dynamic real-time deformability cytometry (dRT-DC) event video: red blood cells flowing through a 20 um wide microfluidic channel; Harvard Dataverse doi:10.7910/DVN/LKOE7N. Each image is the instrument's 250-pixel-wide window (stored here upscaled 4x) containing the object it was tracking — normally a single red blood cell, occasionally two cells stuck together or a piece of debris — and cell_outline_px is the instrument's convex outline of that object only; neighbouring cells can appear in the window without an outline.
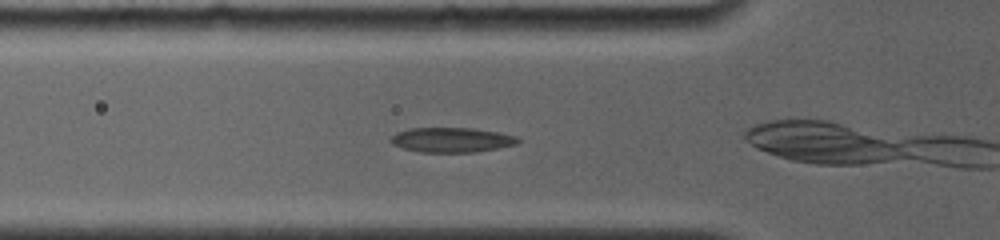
{"species": "common noctule bat (a hibernating species)", "species_latin": "Nyctalus noctula", "temperature_condition": "room temperature", "stored_images_in_passage": 7, "camera_frame_rate_fps": 4000, "um_per_image_px": 0.085, "animal": {"sex": "female", "body_mass_g": 19.0, "forearm_length_mm": 56.7}, "frame": {"image": 1, "passage_image": 4, "time_ms": 0.75, "image_size_px": [1000, 240], "cell_outline_px": [[520, 140], [516, 144], [476, 152], [420, 152], [404, 148], [392, 144], [388, 140], [396, 132], [408, 128], [472, 128], [500, 132], [516, 136]], "centroid_in_image_um": [38.36, 11.88], "position_along_channel_um": 87.4, "area_um2": 18.38}}